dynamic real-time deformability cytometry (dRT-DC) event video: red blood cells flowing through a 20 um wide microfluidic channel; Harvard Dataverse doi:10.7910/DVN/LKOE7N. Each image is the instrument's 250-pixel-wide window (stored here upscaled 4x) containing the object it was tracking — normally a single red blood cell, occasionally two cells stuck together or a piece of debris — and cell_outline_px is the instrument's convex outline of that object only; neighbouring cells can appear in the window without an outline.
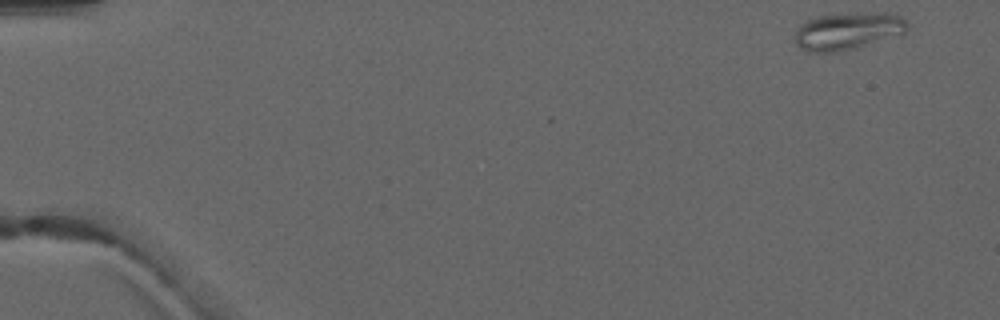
{"species": "common noctule bat (a hibernating species)", "species_latin": "Nyctalus noctula", "temperature_condition": "warm", "stored_images_in_passage": 7, "camera_frame_rate_fps": 3000, "um_per_image_px": 0.085, "animal": {"sex": "male", "forearm_length_mm": 52.5}, "frame": {"image": 1, "passage_image": 1, "time_ms": 0.0, "image_size_px": [1000, 320], "cell_outline_px": [[908, 24], [904, 32], [856, 48], [832, 52], [808, 52], [800, 48], [796, 44], [796, 28], [800, 24], [808, 20], [820, 16], [884, 12], [888, 12], [900, 16]], "centroid_in_image_um": [72.02, 2.64], "position_along_channel_um": 13.0, "area_um2": 23.81}}
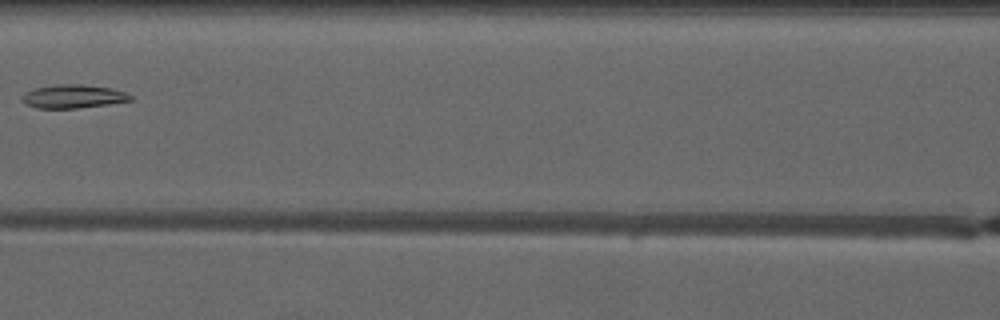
{"frame": {"image": 2, "passage_image": 7, "time_ms": 7.0, "image_size_px": [1000, 320], "cell_outline_px": [[132, 100], [108, 104], [76, 108], [36, 108], [20, 100], [20, 96], [24, 92], [32, 88], [56, 84], [80, 84], [112, 88], [124, 92], [132, 96]], "centroid_in_image_um": [6.16, 8.18], "position_along_channel_um": 160.4, "area_um2": 14.91}}